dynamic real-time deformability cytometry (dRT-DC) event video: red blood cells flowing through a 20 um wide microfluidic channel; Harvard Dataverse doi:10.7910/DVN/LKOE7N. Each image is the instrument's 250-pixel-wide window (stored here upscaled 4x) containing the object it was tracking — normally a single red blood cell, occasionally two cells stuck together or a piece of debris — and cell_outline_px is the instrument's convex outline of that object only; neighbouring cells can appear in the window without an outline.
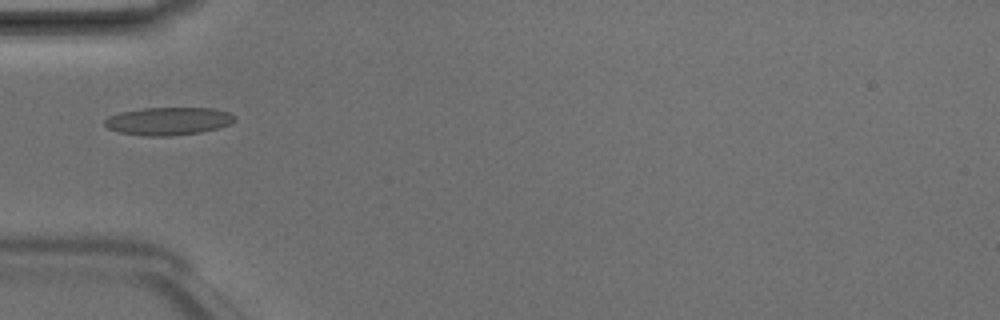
{"species": "Egyptian fruit bat (a non-hibernating species)", "species_latin": "Rousettus aegyptiacus", "temperature_condition": "room temperature", "stored_images_in_passage": 5, "camera_frame_rate_fps": 3000, "um_per_image_px": 0.085, "animal": {"sex": "male"}, "frame": {"image": 1, "passage_image": 5, "time_ms": 1.333, "image_size_px": [1000, 320], "cell_outline_px": [[236, 120], [232, 124], [200, 132], [172, 136], [144, 136], [120, 132], [108, 128], [104, 124], [104, 120], [108, 116], [120, 112], [140, 108], [212, 108], [228, 112], [236, 116]], "centroid_in_image_um": [14.31, 10.29], "position_along_channel_um": 70.7, "area_um2": 21.21}}